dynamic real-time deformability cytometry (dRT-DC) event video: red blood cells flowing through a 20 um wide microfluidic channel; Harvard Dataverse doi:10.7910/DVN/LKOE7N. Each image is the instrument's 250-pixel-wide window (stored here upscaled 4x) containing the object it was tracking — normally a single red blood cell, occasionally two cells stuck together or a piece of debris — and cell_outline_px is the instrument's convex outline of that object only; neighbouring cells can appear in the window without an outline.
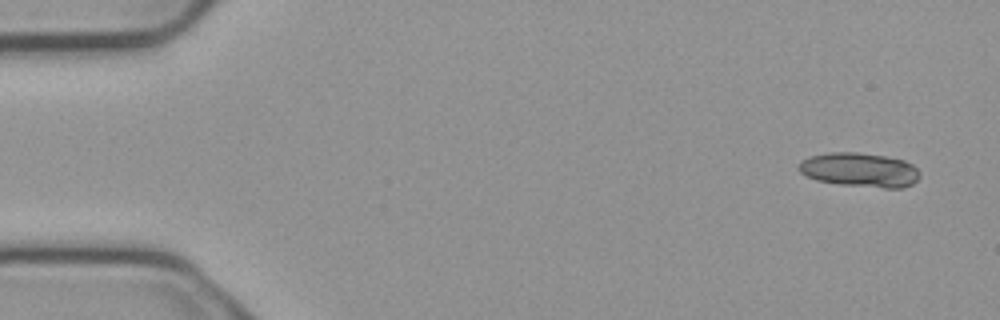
{"species": "common noctule bat (a hibernating species)", "species_latin": "Nyctalus noctula", "temperature_condition": "cold", "stored_images_in_passage": 6, "segment_of_instrument_passage": [1, 2], "camera_frame_rate_fps": 3000, "um_per_image_px": 0.085, "animal": {"sex": "male", "body_mass_g": 23.1, "forearm_length_mm": 52.7}, "frame": {"image": 1, "passage_image": 1, "time_ms": 0.0, "image_size_px": [1000, 320], "cell_outline_px": [[920, 176], [912, 184], [904, 188], [884, 188], [840, 184], [816, 180], [800, 172], [796, 168], [800, 160], [808, 156], [828, 152], [856, 152], [884, 156], [904, 160], [912, 164], [920, 172]], "centroid_in_image_um": [73.05, 14.43], "position_along_channel_um": 12.0, "area_um2": 24.33}}
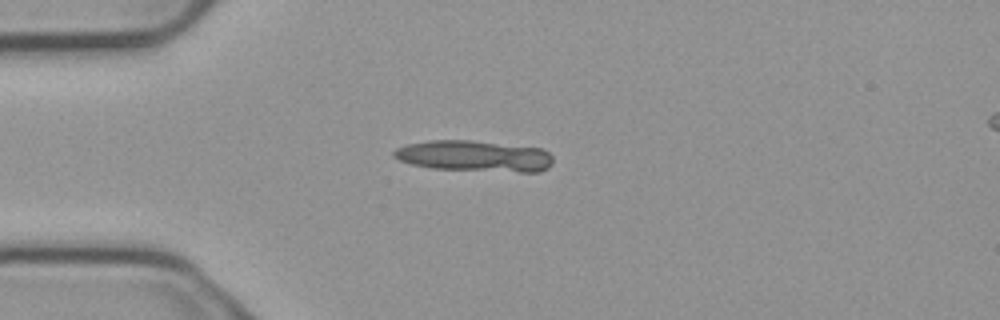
{"frame": {"image": 2, "passage_image": 4, "time_ms": 1.0, "image_size_px": [1000, 320], "cell_outline_px": [[552, 164], [548, 168], [540, 172], [520, 172], [432, 168], [412, 164], [400, 160], [392, 156], [392, 152], [396, 148], [408, 144], [428, 140], [468, 140], [540, 148], [548, 152], [552, 156]], "centroid_in_image_um": [40.32, 13.26], "position_along_channel_um": 44.7, "area_um2": 28.73}}